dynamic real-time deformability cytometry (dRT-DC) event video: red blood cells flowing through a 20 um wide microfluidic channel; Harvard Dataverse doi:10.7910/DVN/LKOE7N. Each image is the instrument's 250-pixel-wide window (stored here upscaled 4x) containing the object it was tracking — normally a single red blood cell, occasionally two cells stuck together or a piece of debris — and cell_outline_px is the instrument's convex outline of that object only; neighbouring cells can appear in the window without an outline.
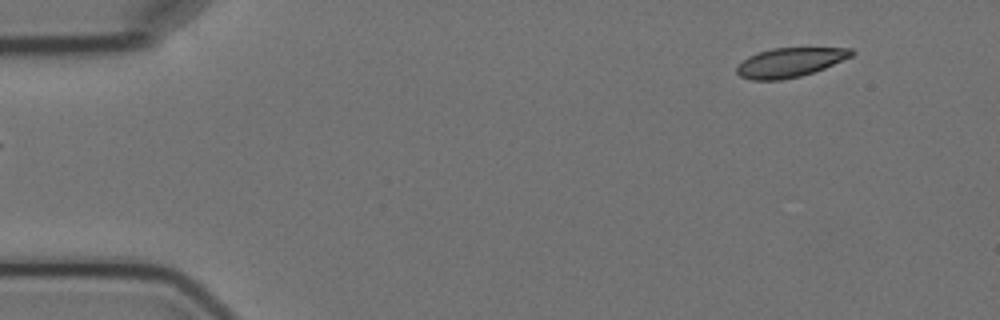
{"species": "Egyptian fruit bat (a non-hibernating species)", "species_latin": "Rousettus aegyptiacus", "temperature_condition": "cold", "stored_images_in_passage": 6, "segment_of_instrument_passage": [2, 2], "camera_frame_rate_fps": 3000, "um_per_image_px": 0.085, "animal": {"sex": "female"}, "frame": {"image": 1, "passage_image": 6, "time_ms": 5.667, "image_size_px": [1000, 320], "cell_outline_px": [[856, 52], [852, 56], [824, 68], [800, 76], [780, 80], [752, 80], [740, 76], [736, 72], [736, 68], [748, 56], [756, 52], [772, 48], [852, 48]], "centroid_in_image_um": [67.13, 5.3], "position_along_channel_um": 17.9, "area_um2": 19.48}}